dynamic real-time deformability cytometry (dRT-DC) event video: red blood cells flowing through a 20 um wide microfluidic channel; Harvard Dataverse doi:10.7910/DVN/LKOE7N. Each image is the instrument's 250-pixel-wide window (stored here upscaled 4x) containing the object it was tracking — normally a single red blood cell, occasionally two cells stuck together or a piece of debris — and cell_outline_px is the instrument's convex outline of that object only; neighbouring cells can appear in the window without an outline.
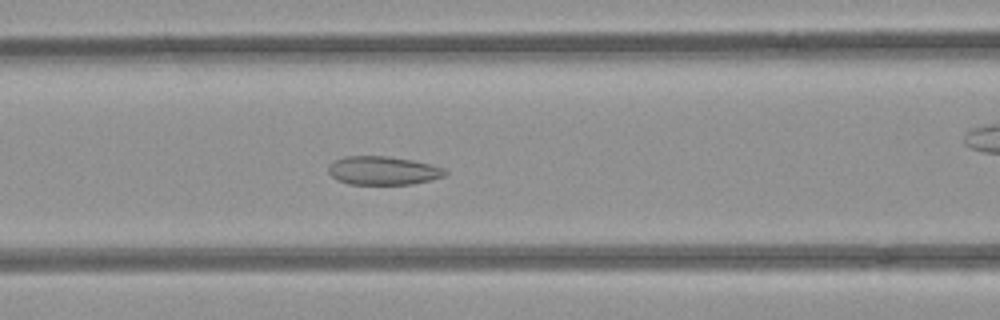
{"species": "common noctule bat (a hibernating species)", "species_latin": "Nyctalus noctula", "temperature_condition": "room temperature", "stored_images_in_passage": 43, "camera_frame_rate_fps": 3000, "um_per_image_px": 0.085, "animal": {"sex": "female", "body_mass_g": 21.9}, "frame": {"image": 1, "passage_image": 11, "time_ms": 3.333, "image_size_px": [1000, 320], "cell_outline_px": [[448, 172], [444, 176], [432, 180], [412, 184], [348, 184], [336, 180], [328, 172], [328, 164], [332, 160], [344, 156], [384, 156], [412, 160], [432, 164], [444, 168]], "centroid_in_image_um": [32.53, 14.5], "position_along_channel_um": 134.1, "area_um2": 19.65}}
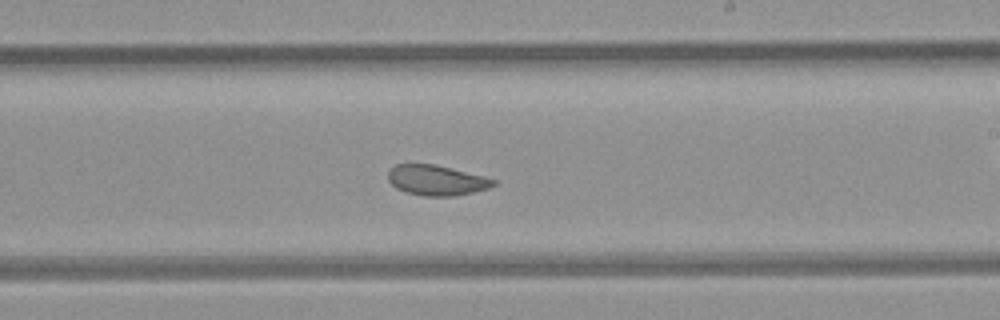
{"frame": {"image": 2, "passage_image": 20, "time_ms": 6.333, "image_size_px": [1000, 320], "cell_outline_px": [[496, 184], [488, 188], [456, 196], [424, 196], [404, 192], [396, 188], [388, 180], [388, 168], [396, 164], [436, 164], [484, 176], [496, 180]], "centroid_in_image_um": [37.07, 15.32], "position_along_channel_um": 251.9, "area_um2": 18.73}}
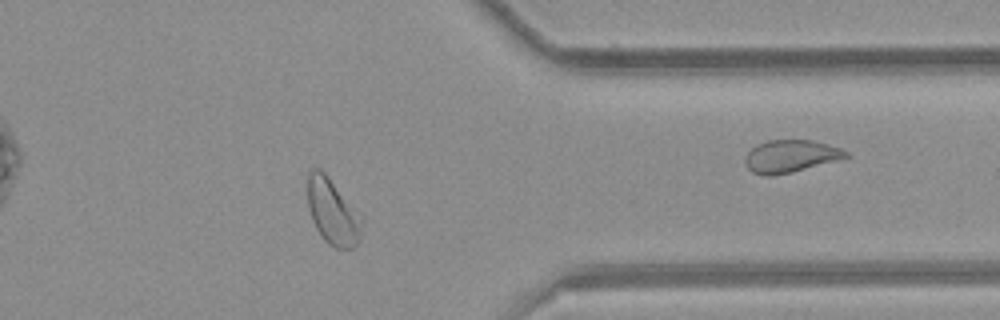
{"frame": {"image": 3, "passage_image": 31, "time_ms": 10.0, "image_size_px": [1000, 320], "cell_outline_px": [[364, 220], [360, 240], [352, 248], [336, 248], [328, 244], [324, 240], [316, 228], [312, 220], [308, 208], [308, 172], [312, 168], [320, 168], [324, 172]], "centroid_in_image_um": [28.27, 18.03], "position_along_channel_um": 383.1, "area_um2": 20.63}, "authors_computed_cell_mechanics": {"area_um2": 20.6346, "velocity_mm_per_s": 3.932, "shape_relaxation_time_tau1_ms": null, "shape_relaxation_time_tau2_ms": 2.9103, "deformation_change_tau1": null, "deformation_change_tau2": 0.072}}